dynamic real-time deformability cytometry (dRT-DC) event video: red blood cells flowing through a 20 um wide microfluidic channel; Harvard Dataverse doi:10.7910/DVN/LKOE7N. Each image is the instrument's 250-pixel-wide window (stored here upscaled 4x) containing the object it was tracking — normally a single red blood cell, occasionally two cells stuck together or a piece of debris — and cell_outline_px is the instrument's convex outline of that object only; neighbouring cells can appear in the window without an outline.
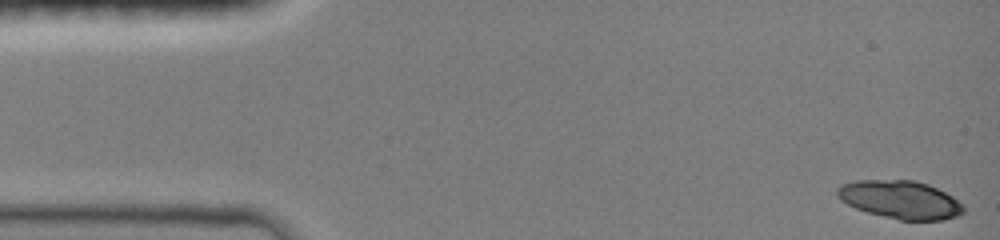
{"species": "common noctule bat (a hibernating species)", "species_latin": "Nyctalus noctula", "temperature_condition": "room temperature", "stored_images_in_passage": 46, "camera_frame_rate_fps": 3000, "um_per_image_px": 0.085, "animal": {"sex": "female", "body_mass_g": 19.0, "forearm_length_mm": 51.5}, "frame": {"image": 1, "passage_image": 1, "time_ms": 0.0, "image_size_px": [1000, 240], "cell_outline_px": [[964, 212], [960, 216], [944, 220], [900, 220], [868, 212], [856, 208], [840, 200], [836, 196], [836, 188], [844, 184], [856, 180], [912, 180], [928, 184], [952, 196], [964, 204]], "centroid_in_image_um": [76.55, 16.97], "position_along_channel_um": 8.5, "area_um2": 28.09}}